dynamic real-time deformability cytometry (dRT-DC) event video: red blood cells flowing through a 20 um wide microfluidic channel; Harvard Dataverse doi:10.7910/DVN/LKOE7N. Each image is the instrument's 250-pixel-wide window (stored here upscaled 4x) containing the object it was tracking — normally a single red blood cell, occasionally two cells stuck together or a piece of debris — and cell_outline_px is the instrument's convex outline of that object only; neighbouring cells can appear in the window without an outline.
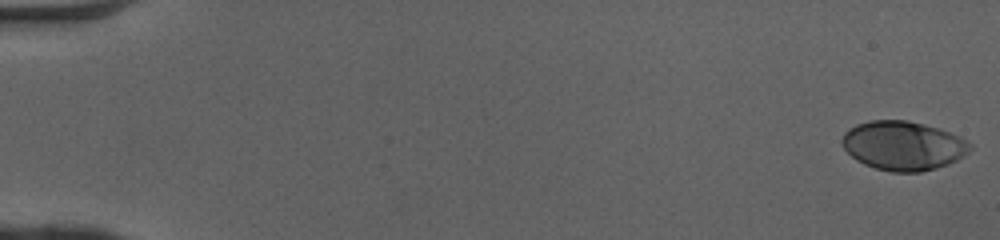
{"species": "human", "species_latin": "Homo sapiens", "temperature_condition": "cold", "stored_images_in_passage": 51, "camera_frame_rate_fps": 3000, "um_per_image_px": 0.085, "donor": {"sex": "female"}, "frame": {"image": 1, "passage_image": 1, "time_ms": 0.0, "image_size_px": [1000, 240], "cell_outline_px": [[972, 148], [964, 156], [948, 164], [936, 168], [920, 172], [892, 172], [876, 168], [864, 164], [856, 160], [844, 148], [840, 140], [844, 132], [848, 128], [856, 124], [868, 120], [908, 120], [936, 128], [960, 136], [972, 144]], "centroid_in_image_um": [76.75, 12.38], "position_along_channel_um": 8.3, "area_um2": 36.7}}
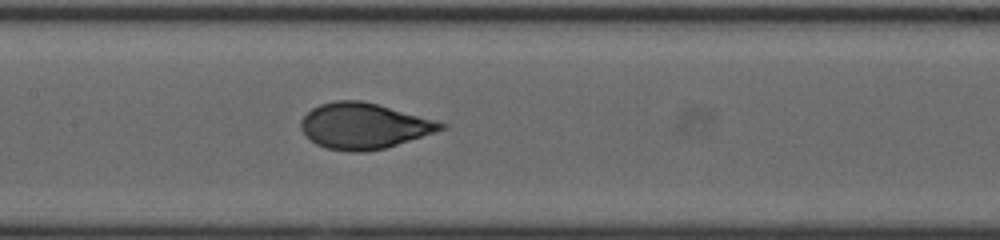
{"frame": {"image": 2, "passage_image": 26, "time_ms": 8.333, "image_size_px": [1000, 240], "cell_outline_px": [[448, 128], [436, 132], [384, 148], [364, 152], [352, 152], [328, 148], [316, 144], [300, 128], [300, 120], [312, 108], [320, 104], [336, 100], [360, 100], [376, 104], [436, 120], [448, 124]], "centroid_in_image_um": [30.94, 10.7], "position_along_channel_um": 176.5, "area_um2": 37.05}}
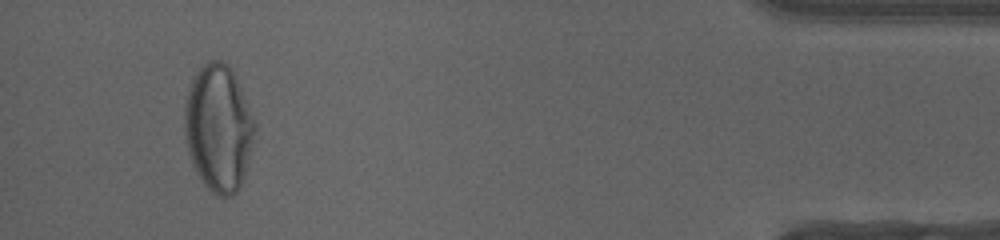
{"frame": {"image": 3, "passage_image": 48, "time_ms": 15.667, "image_size_px": [1000, 240], "cell_outline_px": [[256, 128], [252, 148], [244, 176], [240, 188], [232, 196], [220, 196], [212, 192], [200, 180], [192, 164], [188, 152], [184, 136], [184, 104], [188, 88], [196, 72], [208, 60], [220, 60], [228, 64], [232, 68], [236, 76]], "centroid_in_image_um": [18.55, 10.88], "position_along_channel_um": 416.7, "area_um2": 52.08}, "authors_computed_cell_mechanics": {"area_um2": 37.1076, "velocity_mm_per_s": 4.1064, "shape_relaxation_time_tau1_ms": 5.5136, "shape_relaxation_time_tau2_ms": null, "deformation_change_tau1": 0.2412, "deformation_change_tau2": null}}